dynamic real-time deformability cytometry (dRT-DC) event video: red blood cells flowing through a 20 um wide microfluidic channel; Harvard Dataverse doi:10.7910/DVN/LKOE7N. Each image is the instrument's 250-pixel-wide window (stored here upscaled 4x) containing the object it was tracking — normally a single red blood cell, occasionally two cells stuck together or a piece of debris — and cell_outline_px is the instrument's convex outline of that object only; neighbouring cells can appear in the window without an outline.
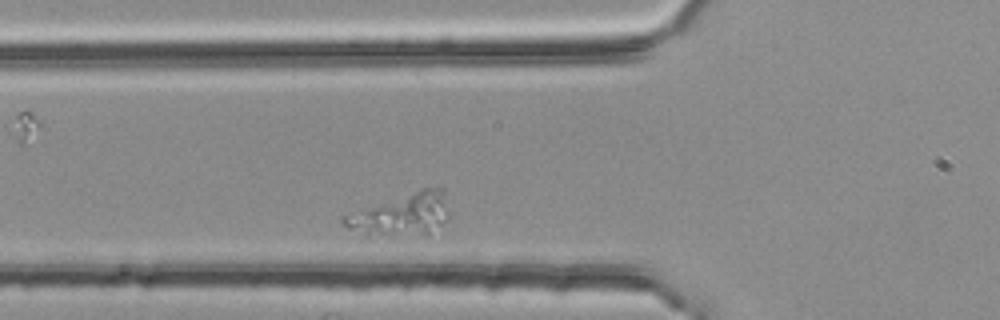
{"species": "common noctule bat (a hibernating species)", "species_latin": "Nyctalus noctula", "temperature_condition": "room temperature", "stored_images_in_passage": 3, "camera_frame_rate_fps": 3000, "um_per_image_px": 0.085, "animal": {"sex": "female", "body_mass_g": 25.1}, "frame": {"image": 1, "passage_image": 3, "time_ms": 0.667, "image_size_px": [1000, 320], "cell_outline_px": [[448, 220], [428, 236], [368, 240], [364, 240], [340, 224], [340, 220], [344, 216], [352, 212], [420, 188], [444, 188], [448, 216]], "centroid_in_image_um": [34.03, 18.37], "position_along_channel_um": 91.8, "area_um2": 27.92}}